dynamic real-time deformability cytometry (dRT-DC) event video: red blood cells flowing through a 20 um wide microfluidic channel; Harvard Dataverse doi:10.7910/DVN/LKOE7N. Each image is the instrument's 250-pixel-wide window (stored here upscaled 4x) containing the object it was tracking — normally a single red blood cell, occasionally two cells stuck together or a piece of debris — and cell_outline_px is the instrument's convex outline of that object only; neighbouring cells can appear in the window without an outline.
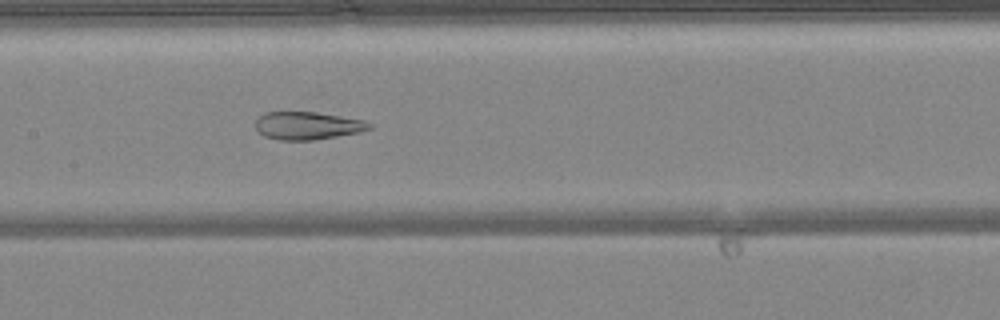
{"species": "common noctule bat (a hibernating species)", "species_latin": "Nyctalus noctula", "temperature_condition": "warm", "stored_images_in_passage": 49, "camera_frame_rate_fps": 3000, "um_per_image_px": 0.085, "animal": {"sex": "female", "body_mass_g": 24.6, "forearm_length_mm": 56.2}, "frame": {"image": 1, "passage_image": 24, "time_ms": 7.667, "image_size_px": [1000, 320], "cell_outline_px": [[372, 128], [360, 132], [312, 140], [280, 140], [264, 136], [256, 128], [256, 116], [264, 112], [316, 112], [364, 120], [372, 124]], "centroid_in_image_um": [26.12, 10.67], "position_along_channel_um": 181.3, "area_um2": 18.44}}
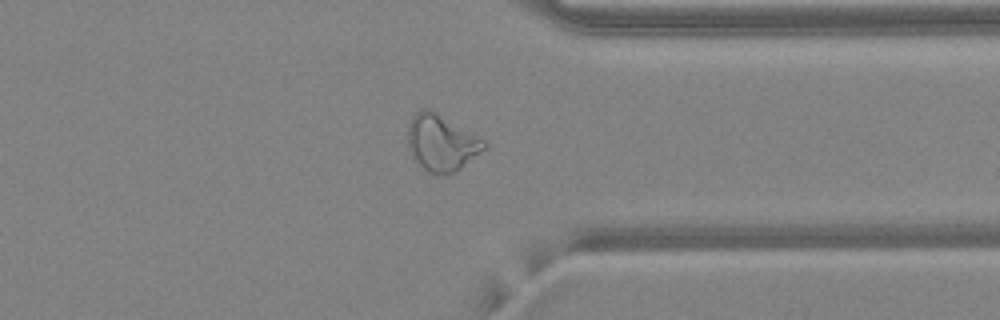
{"frame": {"image": 2, "passage_image": 38, "time_ms": 12.333, "image_size_px": [1000, 320], "cell_outline_px": [[488, 148], [456, 172], [444, 176], [428, 172], [412, 156], [408, 144], [408, 124], [412, 116], [420, 108], [428, 108], [484, 140], [488, 144]], "centroid_in_image_um": [37.54, 12.16], "position_along_channel_um": 373.9, "area_um2": 25.03}}
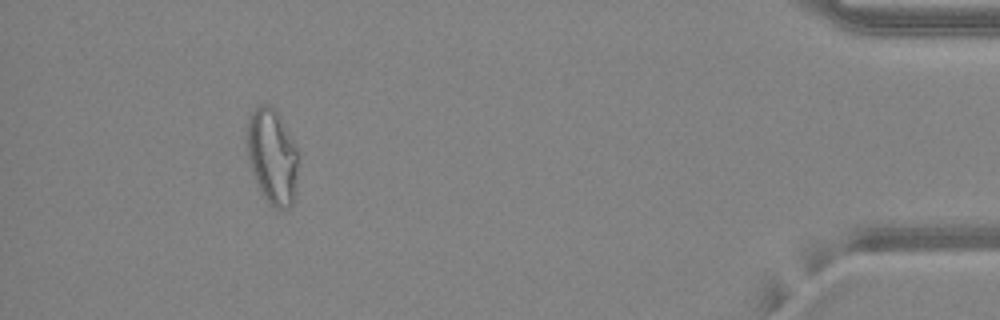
{"frame": {"image": 3, "passage_image": 45, "time_ms": 14.667, "image_size_px": [1000, 320], "cell_outline_px": [[296, 196], [292, 204], [288, 208], [276, 208], [264, 196], [252, 172], [248, 160], [248, 120], [256, 104], [268, 104], [280, 116], [296, 148]], "centroid_in_image_um": [23.14, 13.28], "position_along_channel_um": 412.1, "area_um2": 27.74}, "authors_computed_cell_mechanics": {"area_um2": 25.7788, "velocity_mm_per_s": 4.205, "shape_relaxation_time_tau1_ms": null, "shape_relaxation_time_tau2_ms": 1.5157, "deformation_change_tau1": null, "deformation_change_tau2": 0.0917}}